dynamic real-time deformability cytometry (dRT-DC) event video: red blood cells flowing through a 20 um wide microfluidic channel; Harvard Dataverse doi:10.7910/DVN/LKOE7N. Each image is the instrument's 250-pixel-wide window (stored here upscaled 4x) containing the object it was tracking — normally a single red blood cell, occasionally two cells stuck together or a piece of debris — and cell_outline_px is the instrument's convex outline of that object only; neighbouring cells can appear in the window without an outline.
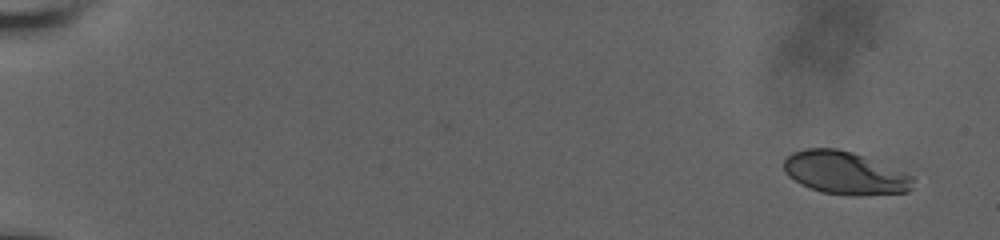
{"species": "human", "species_latin": "Homo sapiens", "temperature_condition": "room temperature", "stored_images_in_passage": 16, "camera_frame_rate_fps": 3000, "um_per_image_px": 0.085, "donor": {"sex": "male"}, "frame": {"image": 1, "passage_image": 2, "time_ms": 0.667, "image_size_px": [1000, 240], "cell_outline_px": [[912, 188], [908, 192], [860, 196], [852, 196], [820, 192], [788, 176], [784, 172], [784, 160], [792, 152], [804, 148], [836, 148], [852, 152], [864, 156], [904, 172], [912, 176]], "centroid_in_image_um": [71.81, 14.7], "position_along_channel_um": 13.2, "area_um2": 32.14}}
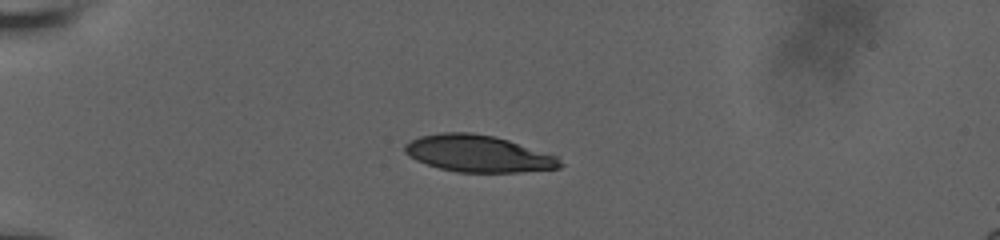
{"frame": {"image": 2, "passage_image": 12, "time_ms": 5.333, "image_size_px": [1000, 240], "cell_outline_px": [[564, 164], [560, 168], [520, 172], [456, 172], [440, 168], [416, 160], [408, 156], [404, 152], [404, 144], [420, 136], [444, 132], [472, 132], [492, 136], [508, 140], [556, 156]], "centroid_in_image_um": [40.63, 13.06], "position_along_channel_um": 44.4, "area_um2": 33.12}}
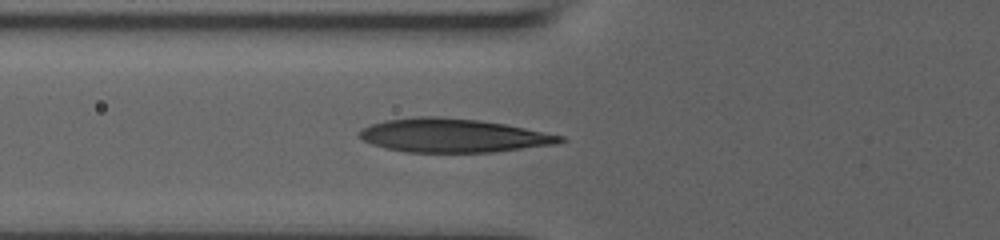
{"frame": {"image": 3, "passage_image": 16, "time_ms": 7.667, "image_size_px": [1000, 240], "cell_outline_px": [[568, 140], [556, 144], [492, 152], [408, 152], [384, 148], [372, 144], [356, 136], [356, 132], [360, 128], [384, 120], [416, 116], [436, 116], [476, 120], [504, 124], [564, 136]], "centroid_in_image_um": [38.45, 11.51], "position_along_channel_um": 87.4, "area_um2": 39.42}}